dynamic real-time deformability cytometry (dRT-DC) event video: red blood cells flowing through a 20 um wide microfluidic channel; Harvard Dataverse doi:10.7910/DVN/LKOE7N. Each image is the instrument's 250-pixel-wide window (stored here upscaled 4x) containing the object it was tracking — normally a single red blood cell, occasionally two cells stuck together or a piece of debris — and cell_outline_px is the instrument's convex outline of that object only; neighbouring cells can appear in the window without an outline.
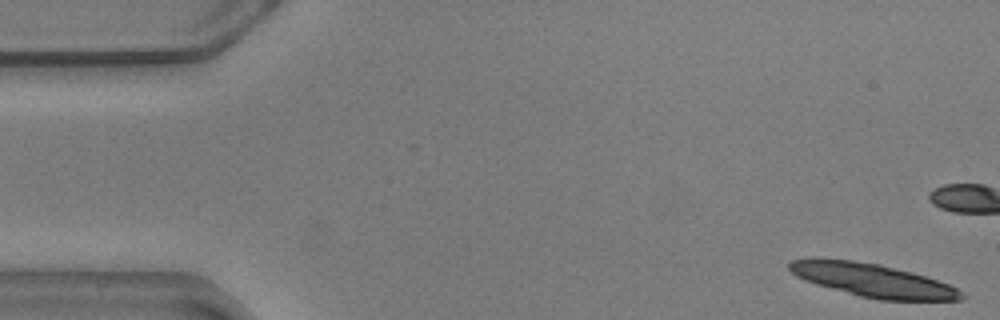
{"species": "common noctule bat (a hibernating species)", "species_latin": "Nyctalus noctula", "temperature_condition": "warm", "stored_images_in_passage": 15, "camera_frame_rate_fps": 3000, "um_per_image_px": 0.085, "animal": {"sex": "male", "body_mass_g": 20.5, "forearm_length_mm": 52.5}, "frame": {"image": 1, "passage_image": 1, "time_ms": 0.0, "image_size_px": [1000, 320], "cell_outline_px": [[964, 296], [960, 300], [880, 300], [860, 296], [816, 284], [804, 280], [796, 276], [788, 268], [788, 264], [792, 260], [812, 256], [820, 256], [852, 260], [876, 264], [912, 272], [948, 284], [964, 292]], "centroid_in_image_um": [74.09, 23.79], "position_along_channel_um": 10.9, "area_um2": 33.47}}